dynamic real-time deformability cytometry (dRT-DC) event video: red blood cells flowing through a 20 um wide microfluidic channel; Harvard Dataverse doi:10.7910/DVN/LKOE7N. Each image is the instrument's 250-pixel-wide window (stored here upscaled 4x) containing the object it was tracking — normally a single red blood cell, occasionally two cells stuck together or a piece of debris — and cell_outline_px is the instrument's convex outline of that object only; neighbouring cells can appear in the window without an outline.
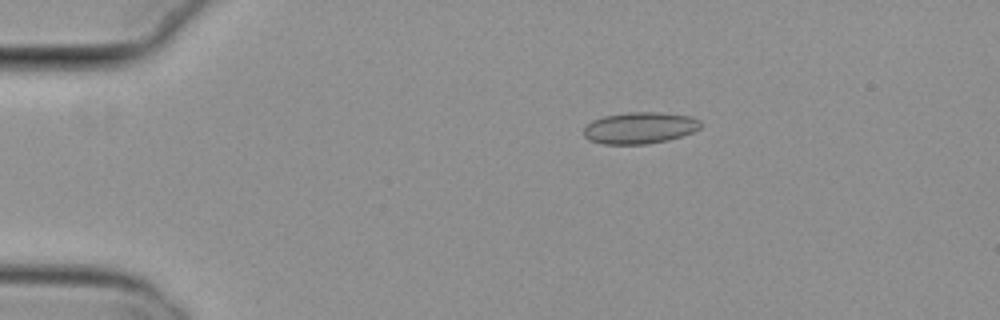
{"species": "common noctule bat (a hibernating species)", "species_latin": "Nyctalus noctula", "temperature_condition": "cold", "stored_images_in_passage": 5, "camera_frame_rate_fps": 3000, "um_per_image_px": 0.085, "animal": {"sex": "female", "body_mass_g": 29.2, "forearm_length_mm": 56.3}, "frame": {"image": 1, "passage_image": 2, "time_ms": 0.333, "image_size_px": [1000, 320], "cell_outline_px": [[700, 128], [692, 132], [668, 140], [648, 144], [604, 144], [588, 140], [584, 136], [584, 128], [592, 120], [604, 116], [628, 112], [660, 112], [692, 116], [700, 120]], "centroid_in_image_um": [54.37, 10.87], "position_along_channel_um": 30.6, "area_um2": 21.56}}
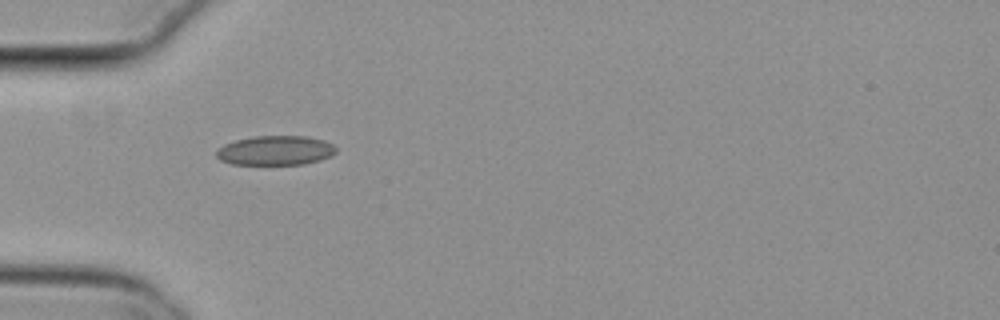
{"frame": {"image": 2, "passage_image": 4, "time_ms": 1.0, "image_size_px": [1000, 320], "cell_outline_px": [[336, 152], [332, 156], [320, 160], [304, 164], [232, 164], [220, 160], [216, 156], [216, 152], [224, 144], [236, 140], [252, 136], [308, 136], [324, 140], [332, 144], [336, 148]], "centroid_in_image_um": [23.43, 12.78], "position_along_channel_um": 61.6, "area_um2": 20.58}}
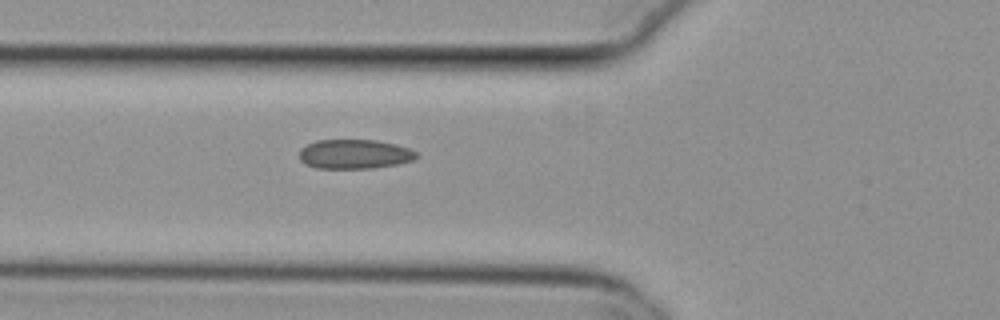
{"frame": {"image": 3, "passage_image": 5, "time_ms": 1.333, "image_size_px": [1000, 320], "cell_outline_px": [[416, 156], [412, 160], [400, 164], [372, 168], [316, 168], [304, 164], [300, 160], [300, 148], [316, 140], [376, 140], [396, 144], [408, 148], [416, 152]], "centroid_in_image_um": [30.11, 13.1], "position_along_channel_um": 95.7, "area_um2": 20.06}}